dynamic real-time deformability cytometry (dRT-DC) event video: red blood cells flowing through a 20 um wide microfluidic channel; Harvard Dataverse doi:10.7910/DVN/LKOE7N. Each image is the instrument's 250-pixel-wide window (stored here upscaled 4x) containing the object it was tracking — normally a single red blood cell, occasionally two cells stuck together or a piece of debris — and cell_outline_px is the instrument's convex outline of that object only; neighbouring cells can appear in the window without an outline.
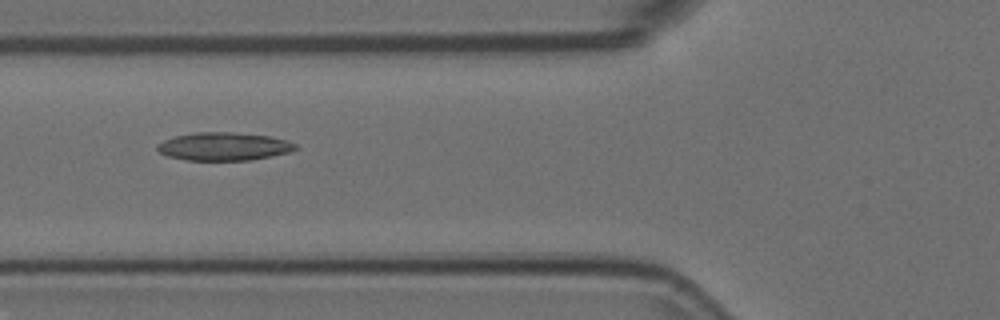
{"species": "Egyptian fruit bat (a non-hibernating species)", "species_latin": "Rousettus aegyptiacus", "temperature_condition": "room temperature", "stored_images_in_passage": 38, "camera_frame_rate_fps": 3000, "um_per_image_px": 0.085, "animal": {"sex": "female"}, "frame": {"image": 1, "passage_image": 8, "time_ms": 2.333, "image_size_px": [1000, 320], "cell_outline_px": [[296, 148], [288, 152], [252, 160], [188, 160], [168, 156], [160, 152], [156, 148], [156, 144], [164, 140], [176, 136], [196, 132], [232, 132], [268, 136], [288, 140], [296, 144]], "centroid_in_image_um": [19.01, 12.44], "position_along_channel_um": 106.8, "area_um2": 22.43}}
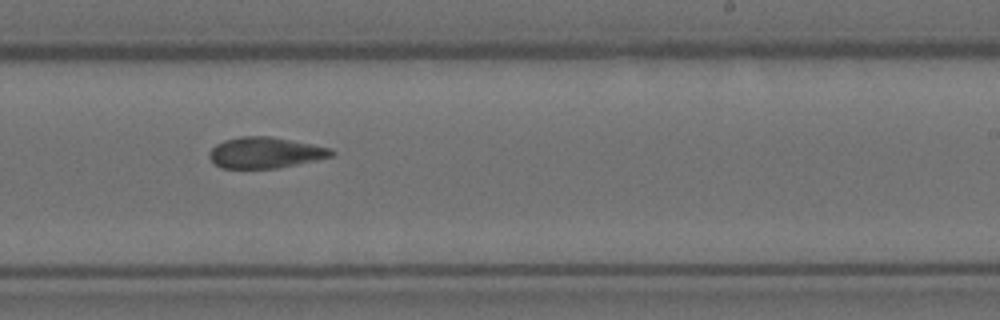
{"frame": {"image": 2, "passage_image": 21, "time_ms": 6.667, "image_size_px": [1000, 320], "cell_outline_px": [[336, 152], [332, 156], [316, 160], [280, 168], [220, 168], [208, 156], [208, 152], [216, 144], [224, 140], [240, 136], [268, 136], [292, 140], [332, 148]], "centroid_in_image_um": [22.55, 12.97], "position_along_channel_um": 266.4, "area_um2": 22.14}}
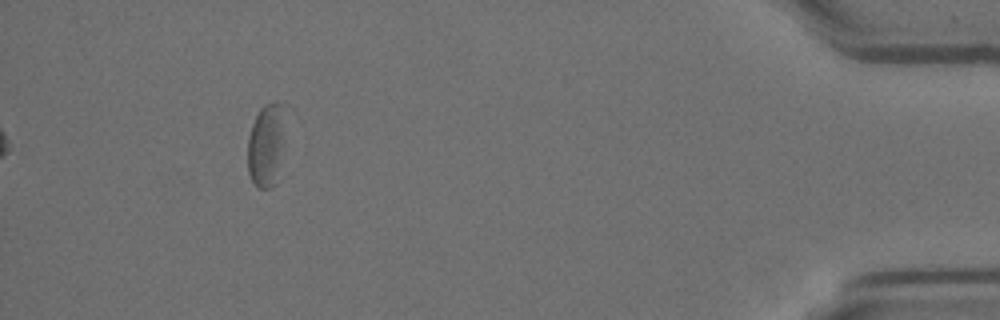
{"frame": {"image": 3, "passage_image": 38, "time_ms": 12.333, "image_size_px": [1000, 320], "cell_outline_px": [[292, 108], [276, 184], [272, 188], [260, 188], [252, 180], [248, 172], [248, 136], [252, 124], [260, 108], [264, 104], [288, 104]], "centroid_in_image_um": [22.76, 12.21], "position_along_channel_um": 412.4, "area_um2": 19.65}, "authors_computed_cell_mechanics": {"area_um2": 22.2241, "velocity_mm_per_s": 3.6761, "shape_relaxation_time_tau1_ms": null, "shape_relaxation_time_tau2_ms": 4.6876, "deformation_change_tau1": null, "deformation_change_tau2": 0.1256}}